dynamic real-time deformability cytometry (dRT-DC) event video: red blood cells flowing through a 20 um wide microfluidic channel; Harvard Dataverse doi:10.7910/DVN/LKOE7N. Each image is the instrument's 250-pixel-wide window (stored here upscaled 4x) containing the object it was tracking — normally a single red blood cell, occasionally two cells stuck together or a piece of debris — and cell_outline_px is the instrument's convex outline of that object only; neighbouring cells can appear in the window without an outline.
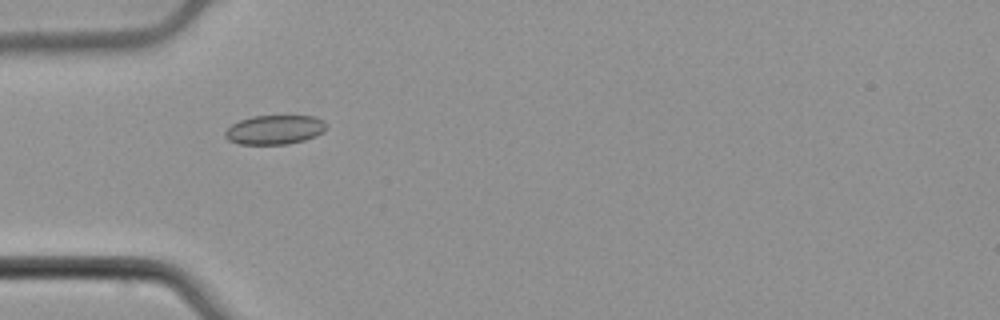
{"species": "common noctule bat (a hibernating species)", "species_latin": "Nyctalus noctula", "temperature_condition": "cold", "stored_images_in_passage": 6, "camera_frame_rate_fps": 3000, "um_per_image_px": 0.085, "animal": {"sex": "male", "body_mass_g": 21.5, "forearm_length_mm": 52.0}, "frame": {"image": 1, "passage_image": 5, "time_ms": 1.333, "image_size_px": [1000, 320], "cell_outline_px": [[328, 128], [324, 132], [316, 136], [304, 140], [288, 144], [240, 144], [228, 140], [224, 136], [224, 132], [232, 124], [240, 120], [252, 116], [316, 116], [324, 120], [328, 124]], "centroid_in_image_um": [23.39, 11.02], "position_along_channel_um": 61.6, "area_um2": 17.46}}
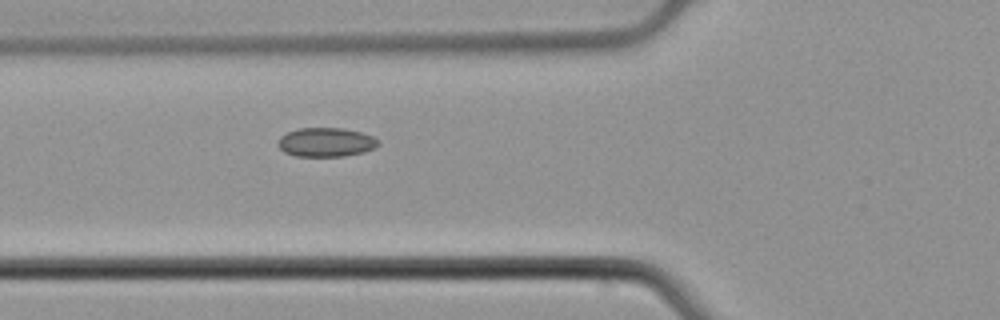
{"frame": {"image": 2, "passage_image": 6, "time_ms": 1.667, "image_size_px": [1000, 320], "cell_outline_px": [[380, 144], [364, 152], [344, 156], [296, 156], [284, 152], [276, 144], [280, 136], [288, 132], [300, 128], [344, 128], [360, 132], [372, 136], [380, 140]], "centroid_in_image_um": [27.7, 12.09], "position_along_channel_um": 98.1, "area_um2": 16.99}}